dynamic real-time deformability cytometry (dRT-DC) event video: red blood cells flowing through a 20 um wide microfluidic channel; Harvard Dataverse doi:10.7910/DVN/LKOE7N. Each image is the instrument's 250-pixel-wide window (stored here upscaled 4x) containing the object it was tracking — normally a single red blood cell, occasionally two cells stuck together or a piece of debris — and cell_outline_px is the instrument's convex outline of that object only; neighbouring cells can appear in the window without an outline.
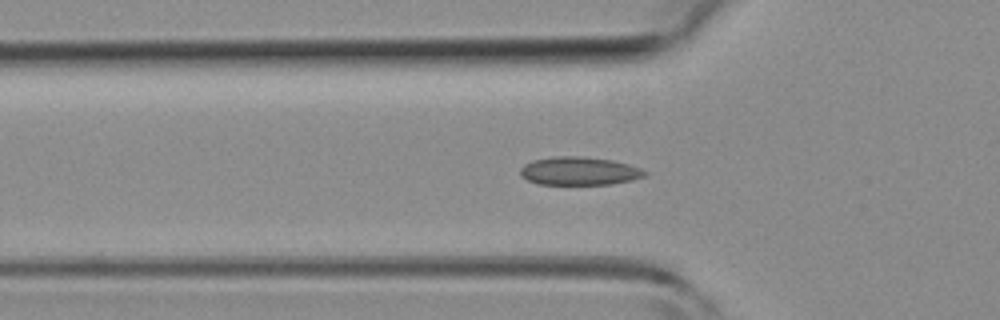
{"species": "common noctule bat (a hibernating species)", "species_latin": "Nyctalus noctula", "temperature_condition": "room temperature", "stored_images_in_passage": 3, "camera_frame_rate_fps": 3000, "um_per_image_px": 0.085, "animal": {"sex": "female", "body_mass_g": 19.3, "forearm_length_mm": 54.1}, "frame": {"image": 1, "passage_image": 3, "time_ms": 3.0, "image_size_px": [1000, 320], "cell_outline_px": [[648, 172], [644, 176], [632, 180], [612, 184], [540, 184], [528, 180], [520, 176], [520, 168], [524, 164], [532, 160], [552, 156], [580, 156], [612, 160], [628, 164], [640, 168]], "centroid_in_image_um": [49.21, 14.53], "position_along_channel_um": 76.6, "area_um2": 20.52}}